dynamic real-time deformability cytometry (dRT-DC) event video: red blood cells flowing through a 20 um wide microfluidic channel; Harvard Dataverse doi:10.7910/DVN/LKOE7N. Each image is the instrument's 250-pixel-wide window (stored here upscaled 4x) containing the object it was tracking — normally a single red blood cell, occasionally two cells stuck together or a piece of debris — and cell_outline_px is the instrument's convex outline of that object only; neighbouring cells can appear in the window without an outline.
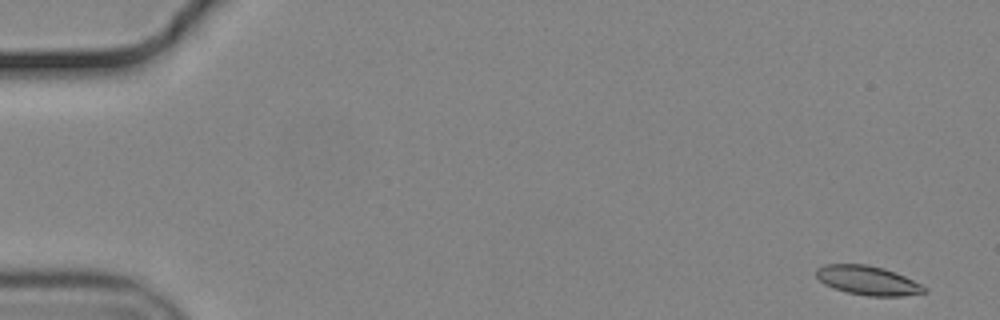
{"species": "common noctule bat (a hibernating species)", "species_latin": "Nyctalus noctula", "temperature_condition": "cold", "stored_images_in_passage": 55, "camera_frame_rate_fps": 3000, "um_per_image_px": 0.085, "animal": {"sex": "male", "body_mass_g": 19.2, "forearm_length_mm": 51.8}, "frame": {"image": 1, "passage_image": 2, "time_ms": 0.333, "image_size_px": [1000, 320], "cell_outline_px": [[928, 292], [900, 296], [868, 296], [848, 292], [824, 284], [816, 276], [816, 268], [824, 264], [868, 264], [884, 268], [904, 276], [928, 288]], "centroid_in_image_um": [73.76, 23.83], "position_along_channel_um": 11.2, "area_um2": 18.26}}
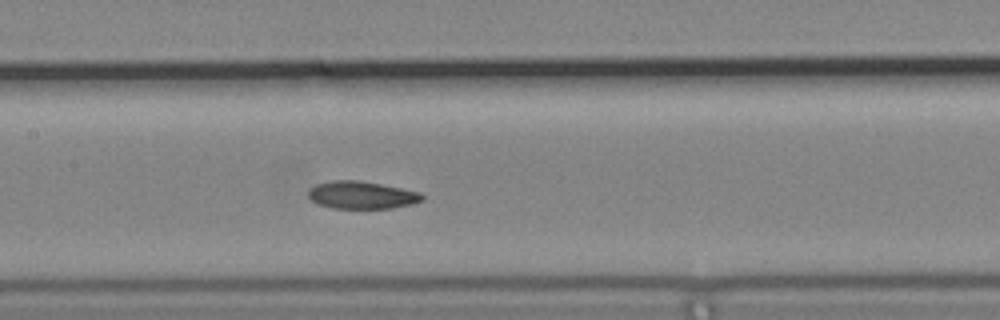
{"frame": {"image": 2, "passage_image": 27, "time_ms": 8.667, "image_size_px": [1000, 320], "cell_outline_px": [[424, 200], [412, 204], [392, 208], [332, 208], [316, 204], [308, 196], [308, 192], [316, 184], [332, 180], [360, 180], [420, 192], [424, 196]], "centroid_in_image_um": [30.74, 16.58], "position_along_channel_um": 176.7, "area_um2": 18.26}}
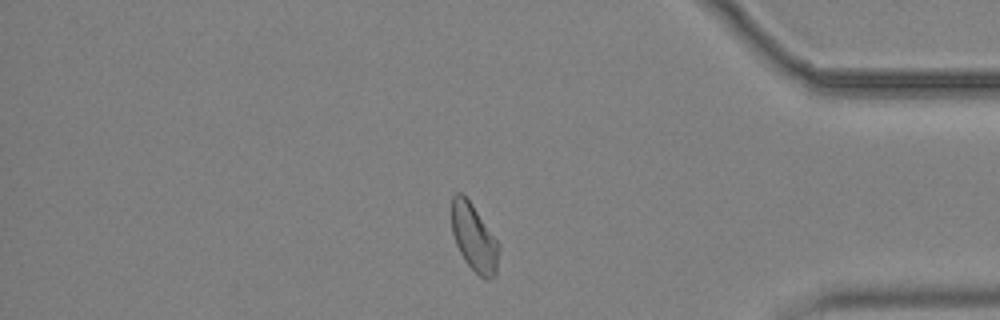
{"frame": {"image": 3, "passage_image": 47, "time_ms": 15.333, "image_size_px": [1000, 320], "cell_outline_px": [[500, 248], [496, 276], [488, 280], [484, 280], [464, 260], [456, 244], [452, 232], [452, 196], [456, 192], [460, 192], [472, 204], [500, 244]], "centroid_in_image_um": [40.32, 20.24], "position_along_channel_um": 394.9, "area_um2": 18.55}, "authors_computed_cell_mechanics": {"area_um2": 18.785, "velocity_mm_per_s": 3.6815, "shape_relaxation_time_tau1_ms": null, "shape_relaxation_time_tau2_ms": 6.0678, "deformation_change_tau1": null, "deformation_change_tau2": 0.1104}}